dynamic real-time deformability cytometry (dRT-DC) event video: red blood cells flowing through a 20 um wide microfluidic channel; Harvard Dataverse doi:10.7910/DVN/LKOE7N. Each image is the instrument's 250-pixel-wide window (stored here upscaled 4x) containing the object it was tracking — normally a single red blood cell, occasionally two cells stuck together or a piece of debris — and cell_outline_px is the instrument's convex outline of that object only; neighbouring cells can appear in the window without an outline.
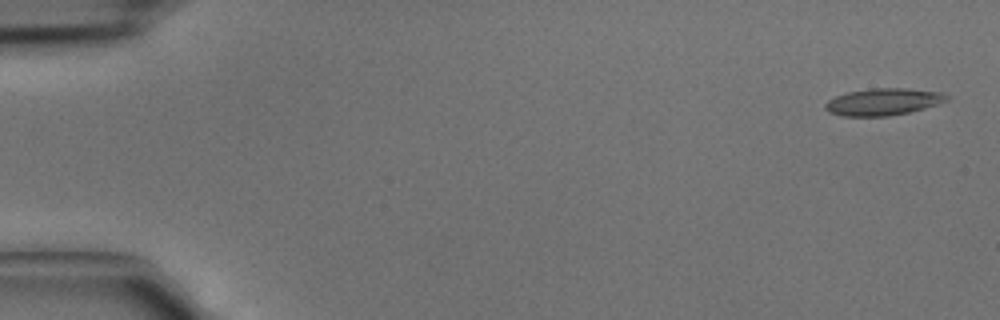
{"species": "common noctule bat (a hibernating species)", "species_latin": "Nyctalus noctula", "temperature_condition": "cold", "stored_images_in_passage": 4, "camera_frame_rate_fps": 3000, "um_per_image_px": 0.085, "animal": {"sex": "male", "body_mass_g": 15.6}, "frame": {"image": 1, "passage_image": 1, "time_ms": 0.0, "image_size_px": [1000, 320], "cell_outline_px": [[948, 100], [924, 108], [908, 112], [888, 116], [844, 116], [828, 112], [824, 108], [824, 104], [828, 100], [836, 96], [848, 92], [872, 88], [908, 88], [944, 92], [948, 96]], "centroid_in_image_um": [75.06, 8.64], "position_along_channel_um": 9.9, "area_um2": 19.07}}
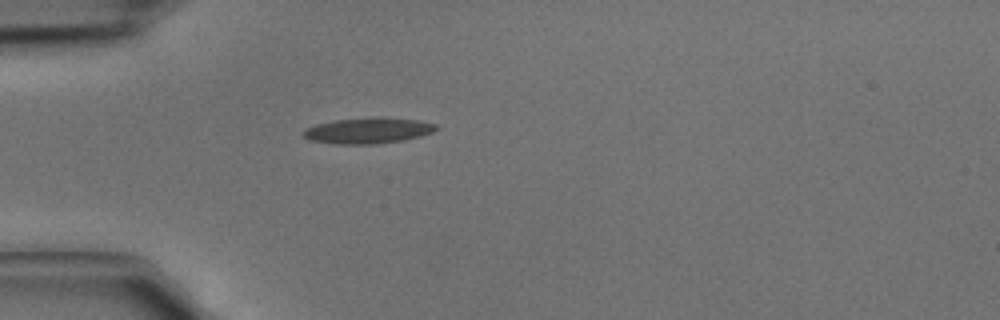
{"frame": {"image": 2, "passage_image": 4, "time_ms": 1.0, "image_size_px": [1000, 320], "cell_outline_px": [[440, 128], [432, 132], [420, 136], [404, 140], [380, 144], [332, 144], [308, 140], [300, 132], [304, 128], [316, 124], [336, 120], [376, 116], [384, 116], [416, 120], [436, 124]], "centroid_in_image_um": [31.26, 11.1], "position_along_channel_um": 53.7, "area_um2": 20.46}}